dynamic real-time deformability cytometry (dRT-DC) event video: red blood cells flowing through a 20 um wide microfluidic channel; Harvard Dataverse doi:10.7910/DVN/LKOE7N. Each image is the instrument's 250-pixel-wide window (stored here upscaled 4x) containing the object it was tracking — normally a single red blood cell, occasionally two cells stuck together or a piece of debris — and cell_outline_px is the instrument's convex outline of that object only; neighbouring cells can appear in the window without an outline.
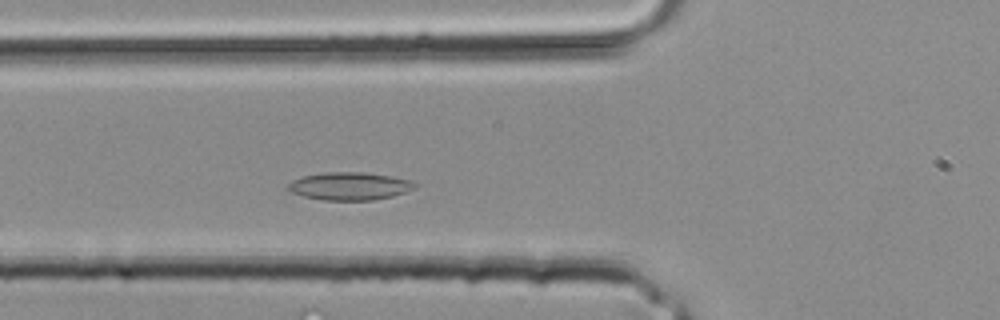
{"species": "common noctule bat (a hibernating species)", "species_latin": "Nyctalus noctula", "temperature_condition": "room temperature", "stored_images_in_passage": 24, "camera_frame_rate_fps": 3000, "um_per_image_px": 0.085, "animal": {"sex": "male", "body_mass_g": 20.4}, "frame": {"image": 1, "passage_image": 2, "time_ms": 0.333, "image_size_px": [1000, 320], "cell_outline_px": [[416, 188], [392, 196], [376, 200], [324, 200], [304, 196], [292, 192], [284, 188], [292, 180], [304, 176], [328, 172], [364, 172], [392, 176], [412, 180], [416, 184]], "centroid_in_image_um": [29.73, 15.82], "position_along_channel_um": 96.1, "area_um2": 20.58}}
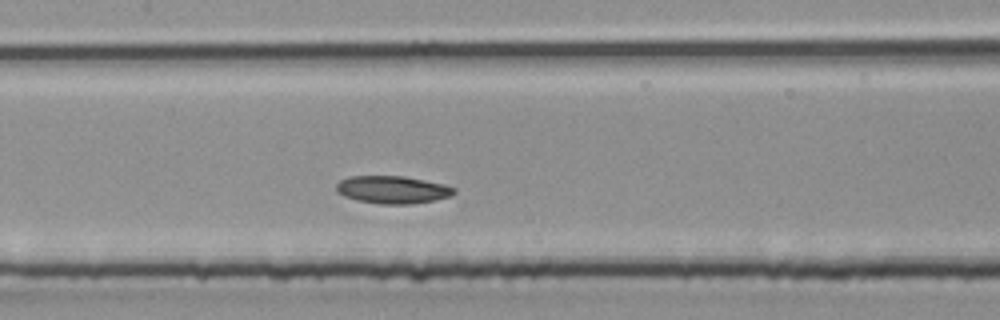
{"frame": {"image": 2, "passage_image": 6, "time_ms": 1.667, "image_size_px": [1000, 320], "cell_outline_px": [[456, 192], [452, 196], [412, 204], [380, 204], [356, 200], [344, 196], [336, 192], [336, 184], [340, 180], [348, 176], [404, 176], [444, 184], [456, 188]], "centroid_in_image_um": [33.35, 16.12], "position_along_channel_um": 174.0, "area_um2": 19.07}}
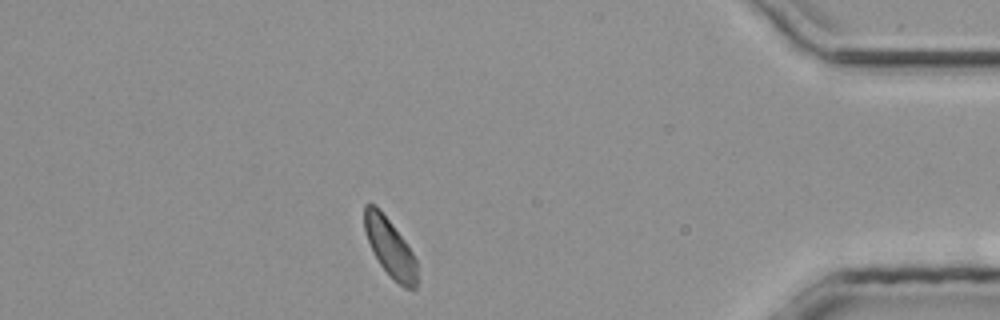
{"frame": {"image": 3, "passage_image": 20, "time_ms": 6.333, "image_size_px": [1000, 320], "cell_outline_px": [[416, 288], [404, 288], [380, 264], [372, 252], [364, 228], [364, 204], [376, 204], [380, 208], [404, 240], [412, 252], [416, 260]], "centroid_in_image_um": [33.12, 20.98], "position_along_channel_um": 402.1, "area_um2": 17.51}}